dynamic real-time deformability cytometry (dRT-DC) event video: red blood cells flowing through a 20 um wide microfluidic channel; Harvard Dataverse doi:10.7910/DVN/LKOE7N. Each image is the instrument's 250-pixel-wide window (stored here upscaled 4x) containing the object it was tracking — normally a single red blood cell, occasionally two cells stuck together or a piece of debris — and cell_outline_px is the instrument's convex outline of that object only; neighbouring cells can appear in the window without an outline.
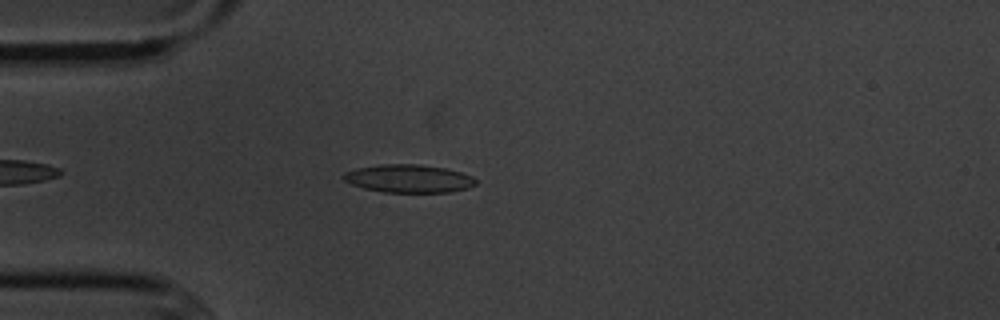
{"species": "common noctule bat (a hibernating species)", "species_latin": "Nyctalus noctula", "temperature_condition": "cold", "stored_images_in_passage": 4, "camera_frame_rate_fps": 3000, "um_per_image_px": 0.085, "animal": {"sex": "male", "body_mass_g": 20.1, "forearm_length_mm": 53.5}, "frame": {"image": 1, "passage_image": 3, "time_ms": 2.667, "image_size_px": [1000, 320], "cell_outline_px": [[476, 184], [468, 188], [452, 192], [384, 192], [364, 188], [352, 184], [344, 180], [344, 172], [356, 168], [380, 164], [420, 164], [444, 168], [460, 172], [472, 176], [476, 180]], "centroid_in_image_um": [34.75, 15.17], "position_along_channel_um": 50.2, "area_um2": 21.56}}